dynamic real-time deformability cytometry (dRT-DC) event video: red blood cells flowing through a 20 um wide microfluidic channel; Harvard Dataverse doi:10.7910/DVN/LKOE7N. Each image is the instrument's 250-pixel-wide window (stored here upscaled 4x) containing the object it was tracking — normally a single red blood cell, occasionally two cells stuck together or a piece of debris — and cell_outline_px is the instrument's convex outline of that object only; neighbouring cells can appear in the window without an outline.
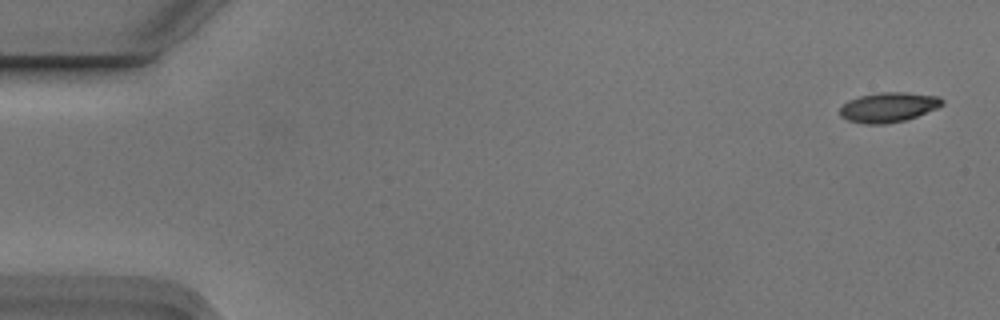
{"species": "Egyptian fruit bat (a non-hibernating species)", "species_latin": "Rousettus aegyptiacus", "temperature_condition": "cold", "stored_images_in_passage": 3, "camera_frame_rate_fps": 3000, "um_per_image_px": 0.085, "animal": {"sex": "male"}, "frame": {"image": 1, "passage_image": 1, "time_ms": 0.0, "image_size_px": [1000, 320], "cell_outline_px": [[944, 104], [936, 108], [916, 116], [904, 120], [884, 124], [864, 124], [848, 120], [840, 116], [840, 108], [848, 100], [860, 96], [880, 92], [904, 92], [940, 96], [944, 100]], "centroid_in_image_um": [75.52, 9.11], "position_along_channel_um": 9.5, "area_um2": 17.69}}